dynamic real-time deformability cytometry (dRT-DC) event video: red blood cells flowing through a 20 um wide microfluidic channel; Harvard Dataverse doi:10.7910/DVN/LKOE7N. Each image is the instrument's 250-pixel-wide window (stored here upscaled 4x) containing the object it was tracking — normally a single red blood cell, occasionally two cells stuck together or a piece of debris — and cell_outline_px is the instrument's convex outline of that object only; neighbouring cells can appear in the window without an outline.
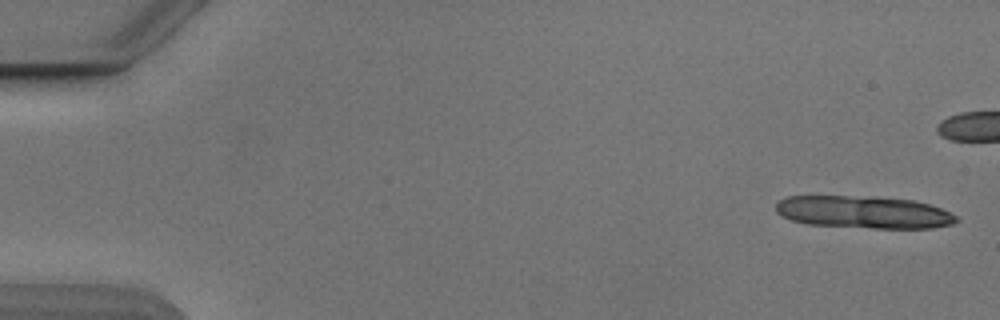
{"species": "Egyptian fruit bat (a non-hibernating species)", "species_latin": "Rousettus aegyptiacus", "temperature_condition": "cold", "stored_images_in_passage": 12, "camera_frame_rate_fps": 3000, "um_per_image_px": 0.085, "animal": {"sex": "male"}, "frame": {"image": 1, "passage_image": 1, "time_ms": 0.0, "image_size_px": [1000, 320], "cell_outline_px": [[960, 220], [952, 224], [932, 228], [872, 228], [808, 224], [792, 220], [776, 212], [776, 204], [780, 200], [788, 196], [876, 196], [912, 200], [928, 204], [940, 208], [956, 216]], "centroid_in_image_um": [73.42, 18.03], "position_along_channel_um": 11.6, "area_um2": 34.04}}